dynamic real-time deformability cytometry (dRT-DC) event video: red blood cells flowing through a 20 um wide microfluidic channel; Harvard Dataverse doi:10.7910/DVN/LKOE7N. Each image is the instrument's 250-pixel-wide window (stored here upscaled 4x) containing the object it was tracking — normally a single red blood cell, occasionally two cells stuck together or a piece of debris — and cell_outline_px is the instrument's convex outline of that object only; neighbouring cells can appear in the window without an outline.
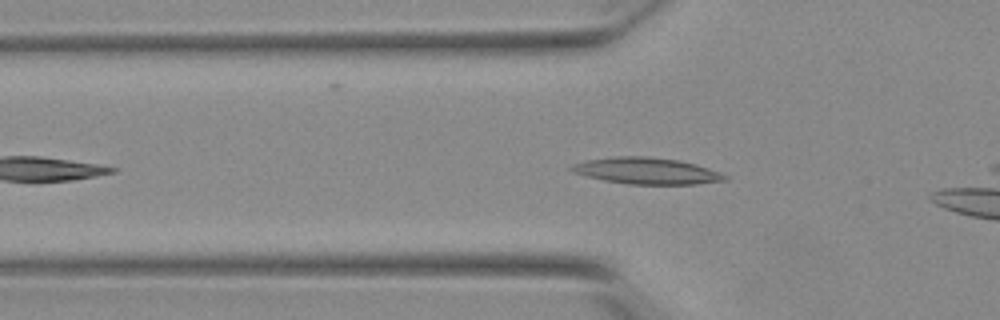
{"species": "Egyptian fruit bat (a non-hibernating species)", "species_latin": "Rousettus aegyptiacus", "temperature_condition": "warm", "stored_images_in_passage": 9, "camera_frame_rate_fps": 3000, "um_per_image_px": 0.085, "animal": {"sex": "female"}, "frame": {"image": 1, "passage_image": 7, "time_ms": 2.0, "image_size_px": [1000, 320], "cell_outline_px": [[728, 180], [696, 184], [628, 184], [604, 180], [572, 172], [568, 168], [572, 164], [584, 160], [612, 156], [648, 156], [680, 160], [696, 164], [720, 172], [728, 176]], "centroid_in_image_um": [54.95, 14.51], "position_along_channel_um": 70.8, "area_um2": 23.81}}